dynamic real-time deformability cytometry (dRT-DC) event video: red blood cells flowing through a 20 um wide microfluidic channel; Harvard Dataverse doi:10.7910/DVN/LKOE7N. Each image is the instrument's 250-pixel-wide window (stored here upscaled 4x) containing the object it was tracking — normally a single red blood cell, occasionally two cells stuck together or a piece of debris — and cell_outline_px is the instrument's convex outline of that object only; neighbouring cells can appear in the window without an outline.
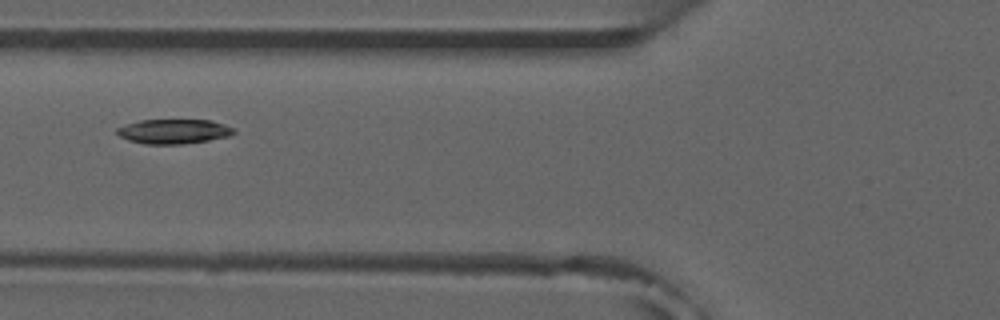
{"species": "common noctule bat (a hibernating species)", "species_latin": "Nyctalus noctula", "temperature_condition": "room temperature", "stored_images_in_passage": 4, "camera_frame_rate_fps": 3000, "um_per_image_px": 0.085, "animal": {"sex": "male", "forearm_length_mm": 52.5}, "frame": {"image": 1, "passage_image": 2, "time_ms": 1.333, "image_size_px": [1000, 320], "cell_outline_px": [[236, 132], [228, 136], [208, 140], [180, 144], [144, 144], [128, 140], [120, 136], [116, 132], [116, 128], [140, 120], [212, 120], [224, 124], [232, 128]], "centroid_in_image_um": [14.75, 11.17], "position_along_channel_um": 111.0, "area_um2": 16.59}}
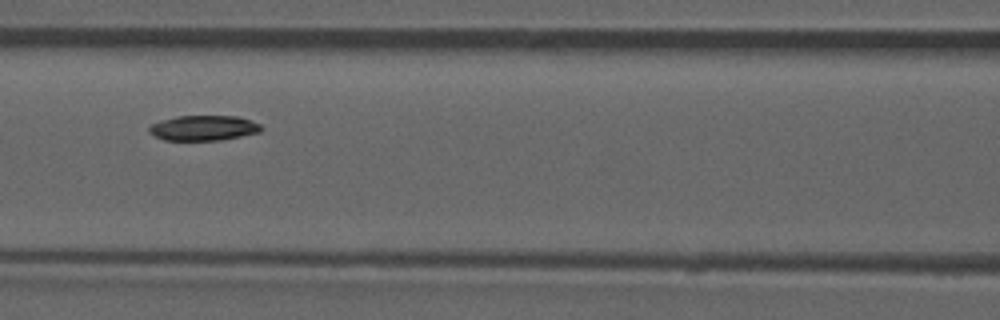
{"frame": {"image": 2, "passage_image": 3, "time_ms": 2.333, "image_size_px": [1000, 320], "cell_outline_px": [[264, 128], [260, 132], [220, 140], [164, 140], [148, 132], [148, 128], [152, 124], [160, 120], [176, 116], [236, 116], [260, 124]], "centroid_in_image_um": [17.28, 10.87], "position_along_channel_um": 149.3, "area_um2": 16.36}}